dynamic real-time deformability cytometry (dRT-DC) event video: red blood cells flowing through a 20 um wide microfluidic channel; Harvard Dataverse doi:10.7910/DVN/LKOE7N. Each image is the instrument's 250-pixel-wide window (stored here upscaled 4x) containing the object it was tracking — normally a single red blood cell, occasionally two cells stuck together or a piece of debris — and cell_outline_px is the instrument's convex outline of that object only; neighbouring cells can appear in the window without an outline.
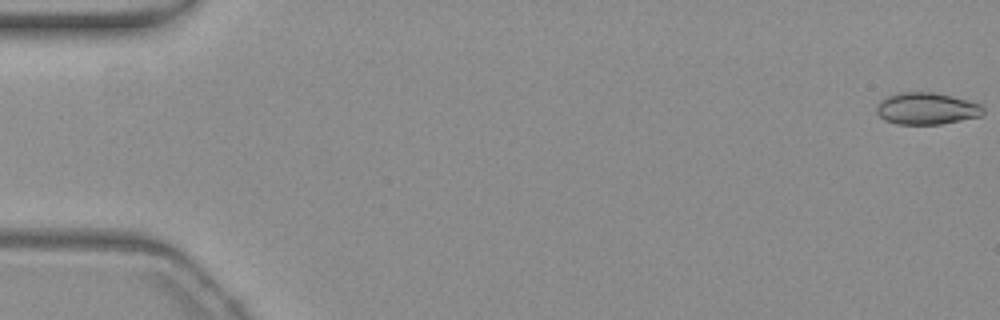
{"species": "common noctule bat (a hibernating species)", "species_latin": "Nyctalus noctula", "temperature_condition": "warm", "stored_images_in_passage": 26, "camera_frame_rate_fps": 3000, "um_per_image_px": 0.085, "animal": {"sex": "female", "body_mass_g": 19.3, "forearm_length_mm": 54.1}, "frame": {"image": 1, "passage_image": 1, "time_ms": 0.0, "image_size_px": [1000, 320], "cell_outline_px": [[984, 112], [980, 116], [940, 124], [896, 124], [884, 120], [876, 112], [876, 104], [880, 100], [888, 96], [900, 92], [932, 92], [952, 96], [980, 104], [984, 108]], "centroid_in_image_um": [78.72, 9.22], "position_along_channel_um": 6.3, "area_um2": 19.77}}